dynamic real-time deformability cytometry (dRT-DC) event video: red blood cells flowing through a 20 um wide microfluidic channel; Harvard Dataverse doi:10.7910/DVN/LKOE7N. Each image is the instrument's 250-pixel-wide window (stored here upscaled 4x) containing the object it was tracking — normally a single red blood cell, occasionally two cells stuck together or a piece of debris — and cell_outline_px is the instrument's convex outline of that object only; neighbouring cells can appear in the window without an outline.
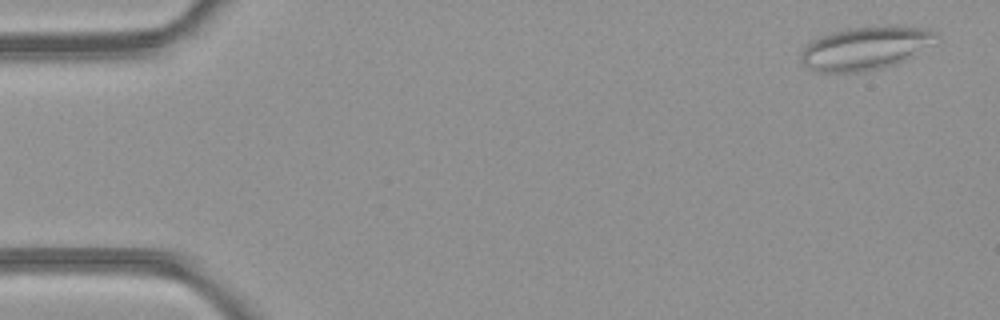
{"species": "common noctule bat (a hibernating species)", "species_latin": "Nyctalus noctula", "temperature_condition": "room temperature", "stored_images_in_passage": 49, "camera_frame_rate_fps": 3000, "um_per_image_px": 0.085, "animal": {"sex": "female", "body_mass_g": 21.9}, "frame": {"image": 1, "passage_image": 2, "time_ms": 0.333, "image_size_px": [1000, 320], "cell_outline_px": [[940, 36], [892, 64], [876, 68], [856, 72], [816, 72], [808, 68], [800, 60], [800, 56], [804, 48], [812, 40], [820, 36], [848, 28], [896, 24], [924, 28], [936, 32]], "centroid_in_image_um": [73.45, 4.05], "position_along_channel_um": 11.5, "area_um2": 33.06}}
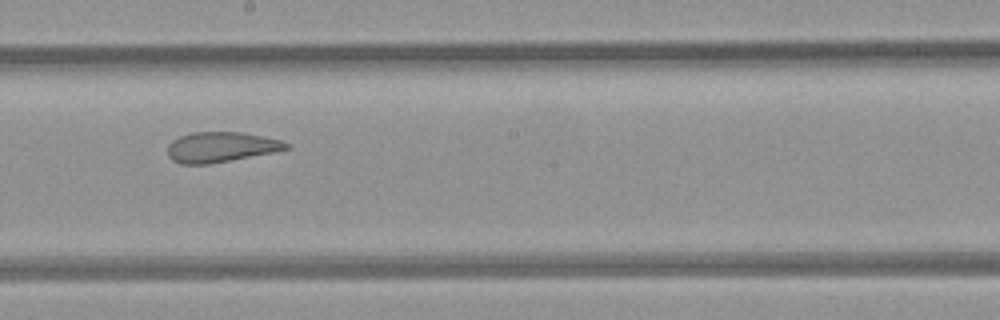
{"frame": {"image": 2, "passage_image": 27, "time_ms": 8.667, "image_size_px": [1000, 320], "cell_outline_px": [[292, 148], [272, 152], [208, 164], [180, 164], [172, 160], [168, 156], [168, 144], [172, 140], [180, 136], [192, 132], [244, 132], [280, 140], [288, 144]], "centroid_in_image_um": [18.74, 12.49], "position_along_channel_um": 229.5, "area_um2": 20.75}}
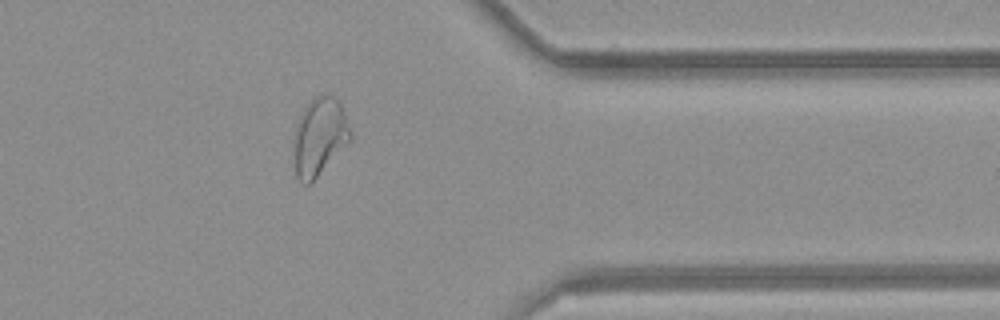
{"frame": {"image": 3, "passage_image": 39, "time_ms": 12.667, "image_size_px": [1000, 320], "cell_outline_px": [[352, 140], [308, 184], [300, 184], [296, 176], [296, 128], [300, 116], [304, 108], [320, 92], [332, 96], [340, 104], [344, 112], [352, 132]], "centroid_in_image_um": [27.2, 11.59], "position_along_channel_um": 384.2, "area_um2": 24.91}, "authors_computed_cell_mechanics": {"area_um2": 27.455, "velocity_mm_per_s": 4.2376, "shape_relaxation_time_tau1_ms": null, "shape_relaxation_time_tau2_ms": 1.8896, "deformation_change_tau1": null, "deformation_change_tau2": 0.1079}}